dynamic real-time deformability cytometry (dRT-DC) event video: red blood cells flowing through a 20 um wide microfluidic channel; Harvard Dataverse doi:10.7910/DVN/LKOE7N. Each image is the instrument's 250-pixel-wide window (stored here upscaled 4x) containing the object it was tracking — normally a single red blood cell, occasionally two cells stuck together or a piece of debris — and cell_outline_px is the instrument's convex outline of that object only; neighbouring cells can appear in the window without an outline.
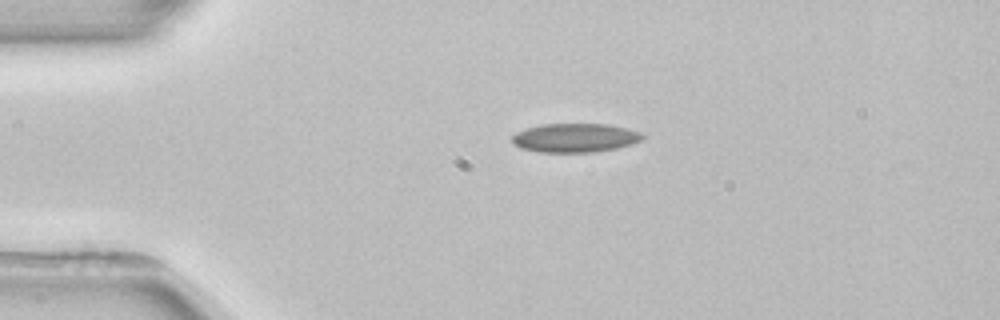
{"species": "common noctule bat (a hibernating species)", "species_latin": "Nyctalus noctula", "temperature_condition": "room temperature", "stored_images_in_passage": 2, "camera_frame_rate_fps": 3000, "um_per_image_px": 0.085, "animal": {"sex": "female", "body_mass_g": 22.7, "forearm_length_mm": 54.2}, "frame": {"image": 1, "passage_image": 1, "time_ms": 0.0, "image_size_px": [1000, 320], "cell_outline_px": [[648, 136], [632, 144], [616, 148], [596, 152], [540, 152], [520, 148], [512, 144], [512, 136], [516, 132], [540, 124], [608, 124], [628, 128], [640, 132]], "centroid_in_image_um": [48.89, 11.71], "position_along_channel_um": 36.1, "area_um2": 22.14}}